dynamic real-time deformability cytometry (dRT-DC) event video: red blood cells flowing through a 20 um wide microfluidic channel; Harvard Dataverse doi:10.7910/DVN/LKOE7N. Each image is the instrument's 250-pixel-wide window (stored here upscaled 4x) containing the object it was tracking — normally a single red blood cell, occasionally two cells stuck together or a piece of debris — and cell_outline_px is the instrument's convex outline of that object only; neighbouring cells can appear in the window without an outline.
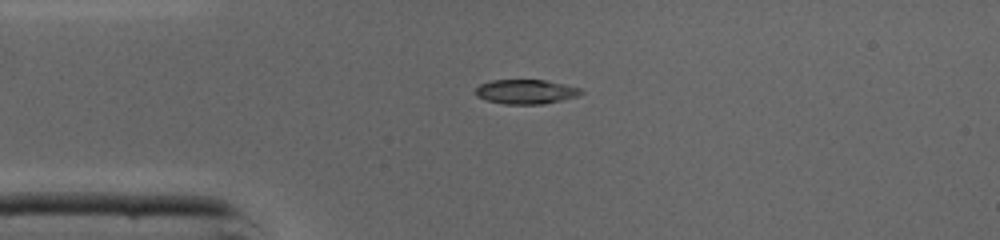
{"species": "common noctule bat (a hibernating species)", "species_latin": "Nyctalus noctula", "temperature_condition": "cold", "stored_images_in_passage": 36, "camera_frame_rate_fps": 3000, "um_per_image_px": 0.085, "animal": {"sex": "male", "body_mass_g": 19.0, "forearm_length_mm": 50.8}, "frame": {"image": 1, "passage_image": 1, "time_ms": 0.0, "image_size_px": [1000, 240], "cell_outline_px": [[584, 92], [576, 96], [544, 104], [504, 104], [484, 100], [476, 96], [476, 88], [480, 84], [492, 80], [544, 80], [564, 84], [580, 88]], "centroid_in_image_um": [44.66, 7.8], "position_along_channel_um": 40.3, "area_um2": 14.97}}
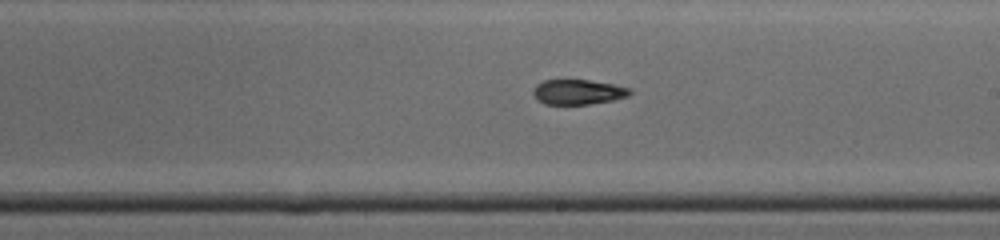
{"frame": {"image": 2, "passage_image": 16, "time_ms": 5.0, "image_size_px": [1000, 240], "cell_outline_px": [[632, 92], [628, 96], [612, 100], [588, 104], [544, 104], [536, 100], [532, 92], [536, 84], [544, 80], [588, 80], [612, 84], [628, 88]], "centroid_in_image_um": [49.08, 7.82], "position_along_channel_um": 239.9, "area_um2": 13.99}}
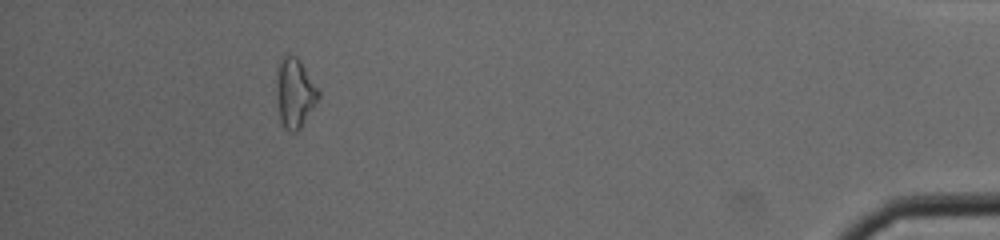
{"frame": {"image": 3, "passage_image": 32, "time_ms": 10.333, "image_size_px": [1000, 240], "cell_outline_px": [[320, 96], [300, 128], [296, 132], [292, 132], [284, 128], [280, 120], [276, 92], [276, 68], [284, 56], [288, 52], [296, 56], [300, 60], [320, 92]], "centroid_in_image_um": [25.03, 7.87], "position_along_channel_um": 410.2, "area_um2": 16.99}, "authors_computed_cell_mechanics": {"area_um2": 15.1436, "velocity_mm_per_s": 4.3783, "shape_relaxation_time_tau1_ms": null, "shape_relaxation_time_tau2_ms": 3.1911, "deformation_change_tau1": null, "deformation_change_tau2": 0.0796}}